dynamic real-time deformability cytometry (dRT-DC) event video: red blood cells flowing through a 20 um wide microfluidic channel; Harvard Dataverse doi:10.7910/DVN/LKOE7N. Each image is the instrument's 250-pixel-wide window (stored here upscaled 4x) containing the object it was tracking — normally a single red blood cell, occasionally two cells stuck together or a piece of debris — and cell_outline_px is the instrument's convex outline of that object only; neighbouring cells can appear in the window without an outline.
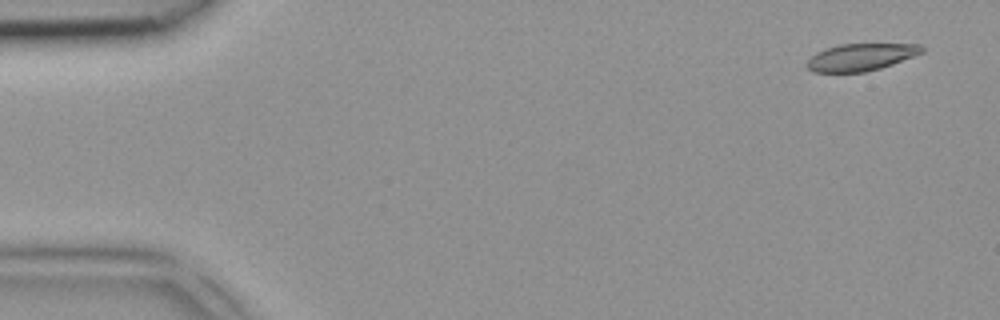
{"species": "common noctule bat (a hibernating species)", "species_latin": "Nyctalus noctula", "temperature_condition": "room temperature", "stored_images_in_passage": 5, "camera_frame_rate_fps": 3000, "um_per_image_px": 0.085, "animal": {"sex": "female", "body_mass_g": 18.4}, "frame": {"image": 1, "passage_image": 1, "time_ms": 0.0, "image_size_px": [1000, 320], "cell_outline_px": [[924, 52], [892, 64], [880, 68], [864, 72], [812, 72], [804, 64], [816, 52], [840, 44], [920, 44], [924, 48]], "centroid_in_image_um": [73.16, 4.86], "position_along_channel_um": 11.8, "area_um2": 18.09}}
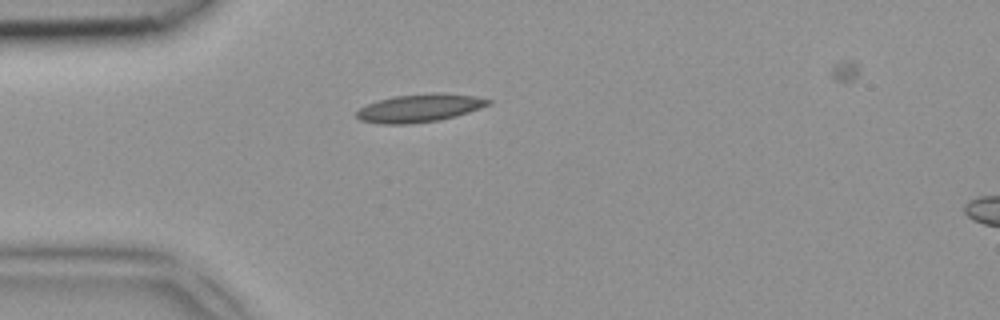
{"frame": {"image": 2, "passage_image": 4, "time_ms": 1.0, "image_size_px": [1000, 320], "cell_outline_px": [[492, 104], [468, 112], [436, 120], [404, 124], [384, 124], [360, 120], [356, 116], [356, 112], [360, 108], [368, 104], [392, 96], [432, 92], [444, 92], [476, 96], [492, 100]], "centroid_in_image_um": [35.69, 9.16], "position_along_channel_um": 49.3, "area_um2": 21.39}}